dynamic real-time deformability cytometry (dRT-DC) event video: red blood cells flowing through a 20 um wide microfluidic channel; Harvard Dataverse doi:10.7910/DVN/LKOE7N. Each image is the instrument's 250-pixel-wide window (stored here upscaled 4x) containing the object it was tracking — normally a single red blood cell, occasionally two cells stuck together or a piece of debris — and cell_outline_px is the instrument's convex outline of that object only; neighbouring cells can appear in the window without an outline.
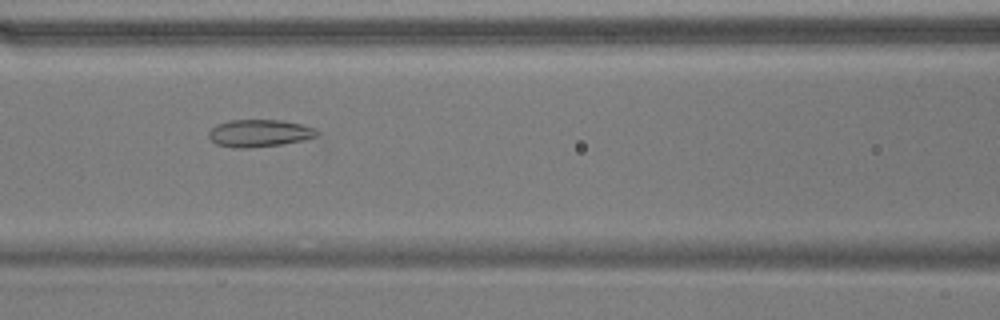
{"species": "common noctule bat (a hibernating species)", "species_latin": "Nyctalus noctula", "temperature_condition": "warm", "stored_images_in_passage": 39, "camera_frame_rate_fps": 3000, "um_per_image_px": 0.085, "animal": {"sex": "male", "body_mass_g": 17.9}, "frame": {"image": 1, "passage_image": 8, "time_ms": 2.333, "image_size_px": [1000, 320], "cell_outline_px": [[320, 132], [316, 136], [304, 140], [280, 144], [248, 148], [232, 148], [216, 144], [208, 136], [208, 132], [216, 124], [228, 120], [280, 120], [300, 124], [316, 128]], "centroid_in_image_um": [22.03, 11.32], "position_along_channel_um": 144.6, "area_um2": 17.28}}
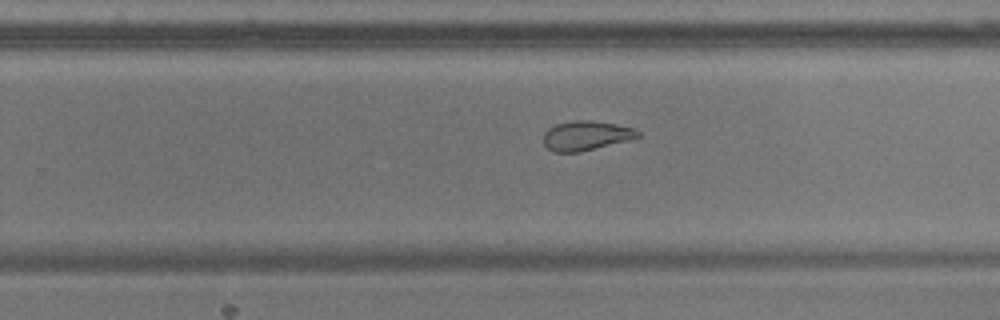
{"frame": {"image": 2, "passage_image": 19, "time_ms": 6.0, "image_size_px": [1000, 320], "cell_outline_px": [[640, 136], [628, 140], [580, 152], [552, 152], [544, 144], [544, 132], [548, 128], [556, 124], [572, 120], [592, 120], [616, 124], [632, 128], [640, 132]], "centroid_in_image_um": [49.78, 11.52], "position_along_channel_um": 280.0, "area_um2": 16.18}}
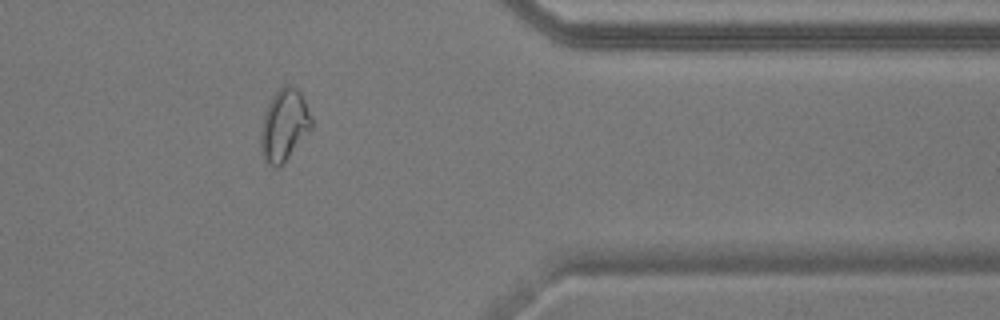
{"frame": {"image": 3, "passage_image": 29, "time_ms": 9.333, "image_size_px": [1000, 320], "cell_outline_px": [[312, 128], [280, 168], [276, 168], [268, 164], [264, 160], [260, 152], [260, 132], [264, 116], [268, 104], [272, 96], [284, 84], [288, 84], [296, 88], [300, 92], [312, 116]], "centroid_in_image_um": [24.15, 10.67], "position_along_channel_um": 387.3, "area_um2": 21.39}, "authors_computed_cell_mechanics": {"area_um2": 17.2822, "velocity_mm_per_s": 3.7022, "shape_relaxation_time_tau1_ms": 7.884, "shape_relaxation_time_tau2_ms": 1.5488, "deformation_change_tau1": 0.1703, "deformation_change_tau2": 0.0804}}